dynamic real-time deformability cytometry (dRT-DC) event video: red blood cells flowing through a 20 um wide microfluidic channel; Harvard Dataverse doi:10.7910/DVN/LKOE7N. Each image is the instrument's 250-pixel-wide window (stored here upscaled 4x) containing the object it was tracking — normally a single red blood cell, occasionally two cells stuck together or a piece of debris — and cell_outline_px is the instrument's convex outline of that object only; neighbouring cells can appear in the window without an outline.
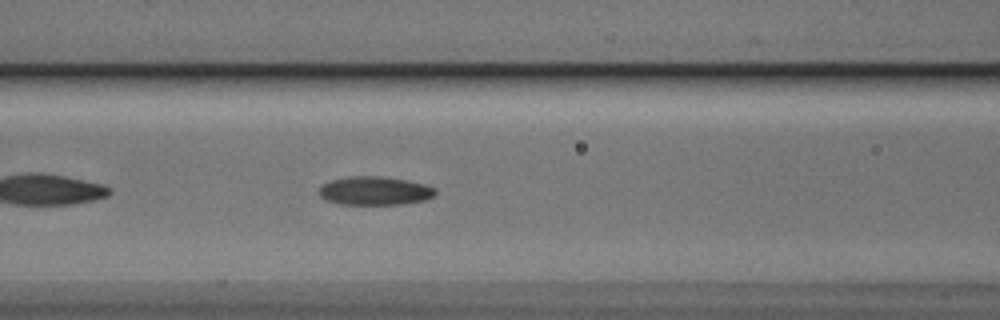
{"species": "Egyptian fruit bat (a non-hibernating species)", "species_latin": "Rousettus aegyptiacus", "temperature_condition": "cold", "stored_images_in_passage": 39, "camera_frame_rate_fps": 3000, "um_per_image_px": 0.085, "animal": {"sex": "male"}, "frame": {"image": 1, "passage_image": 8, "time_ms": 2.333, "image_size_px": [1000, 320], "cell_outline_px": [[436, 196], [424, 200], [400, 204], [340, 204], [328, 200], [320, 196], [320, 188], [324, 184], [332, 180], [348, 176], [380, 176], [408, 180], [424, 184], [436, 188]], "centroid_in_image_um": [31.9, 16.21], "position_along_channel_um": 134.7, "area_um2": 19.25}}
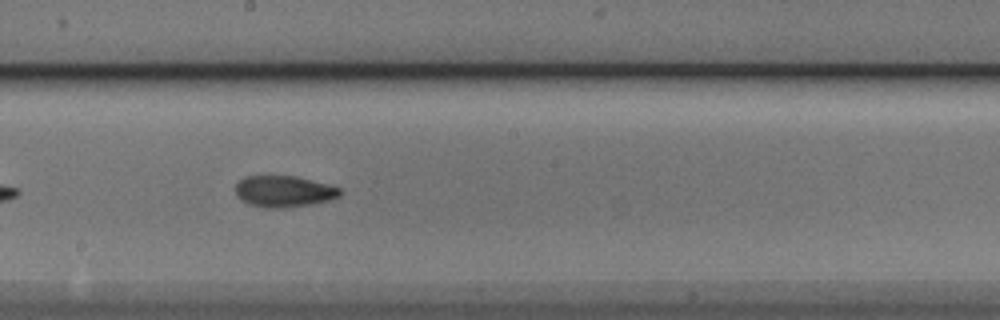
{"frame": {"image": 2, "passage_image": 15, "time_ms": 4.667, "image_size_px": [1000, 320], "cell_outline_px": [[344, 192], [340, 196], [328, 200], [312, 204], [280, 208], [268, 208], [248, 204], [240, 200], [236, 196], [236, 184], [244, 176], [296, 176], [340, 188]], "centroid_in_image_um": [24.11, 16.27], "position_along_channel_um": 224.1, "area_um2": 19.07}}
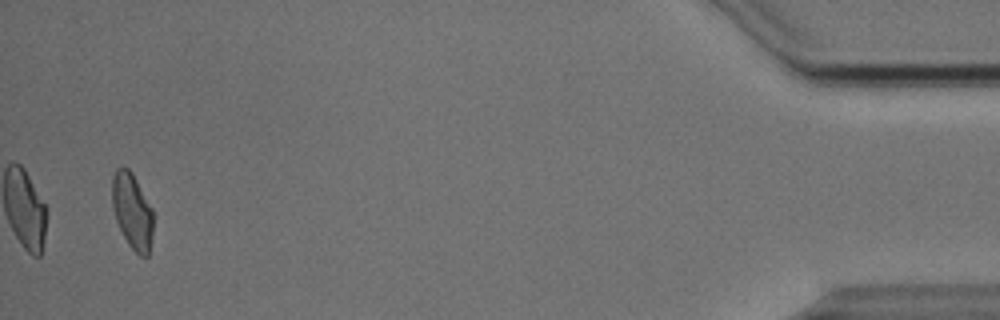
{"frame": {"image": 3, "passage_image": 37, "time_ms": 12.0, "image_size_px": [1000, 320], "cell_outline_px": [[152, 236], [148, 256], [140, 256], [128, 244], [116, 220], [112, 208], [112, 176], [116, 168], [128, 168], [132, 172], [152, 208]], "centroid_in_image_um": [11.23, 17.93], "position_along_channel_um": 424.0, "area_um2": 17.98}, "authors_computed_cell_mechanics": {"area_um2": 18.8428, "velocity_mm_per_s": 3.8332, "shape_relaxation_time_tau1_ms": 4.0028, "shape_relaxation_time_tau2_ms": 2.9091, "deformation_change_tau1": 0.1528, "deformation_change_tau2": 0.0876}}